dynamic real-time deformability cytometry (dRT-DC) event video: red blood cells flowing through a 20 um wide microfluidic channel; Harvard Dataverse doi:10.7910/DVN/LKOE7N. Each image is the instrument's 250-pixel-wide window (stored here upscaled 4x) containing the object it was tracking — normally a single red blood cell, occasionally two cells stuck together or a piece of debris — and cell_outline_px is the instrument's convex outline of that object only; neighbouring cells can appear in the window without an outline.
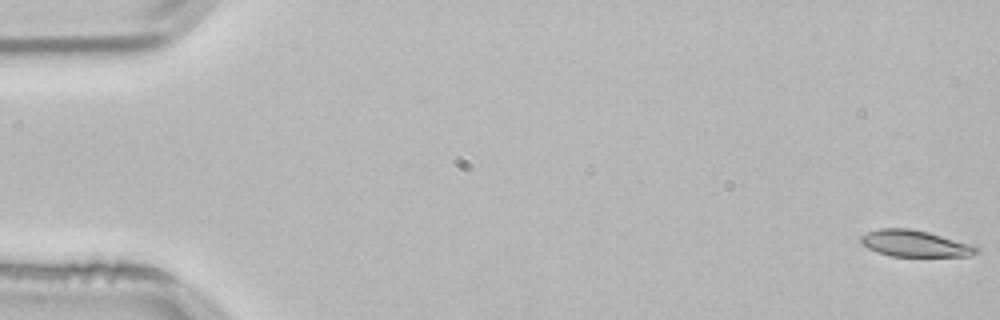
{"species": "common noctule bat (a hibernating species)", "species_latin": "Nyctalus noctula", "temperature_condition": "room temperature", "stored_images_in_passage": 11, "camera_frame_rate_fps": 3000, "um_per_image_px": 0.085, "animal": {"sex": "male", "body_mass_g": 21.5, "forearm_length_mm": 52.0}, "frame": {"image": 1, "passage_image": 1, "time_ms": 0.0, "image_size_px": [1000, 320], "cell_outline_px": [[980, 252], [972, 256], [892, 256], [876, 252], [860, 244], [860, 236], [868, 232], [880, 228], [912, 228], [928, 232], [972, 244], [980, 248]], "centroid_in_image_um": [77.78, 20.7], "position_along_channel_um": 7.2, "area_um2": 18.03}}